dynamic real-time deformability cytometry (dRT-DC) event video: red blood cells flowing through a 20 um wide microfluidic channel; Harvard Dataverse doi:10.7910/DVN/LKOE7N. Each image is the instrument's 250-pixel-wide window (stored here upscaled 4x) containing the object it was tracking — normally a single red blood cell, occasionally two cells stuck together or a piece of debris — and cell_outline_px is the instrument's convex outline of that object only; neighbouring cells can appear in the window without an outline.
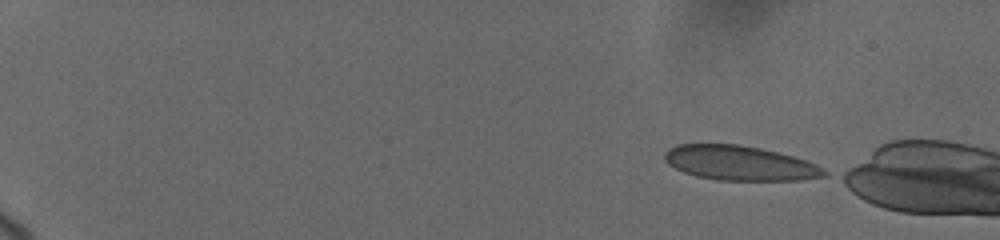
{"species": "human", "species_latin": "Homo sapiens", "temperature_condition": "cold", "stored_images_in_passage": 11, "camera_frame_rate_fps": 3000, "um_per_image_px": 0.085, "donor": {"sex": "female"}, "frame": {"image": 1, "passage_image": 1, "time_ms": 0.0, "image_size_px": [1000, 240], "cell_outline_px": [[828, 176], [800, 180], [716, 180], [696, 176], [684, 172], [668, 164], [664, 160], [664, 152], [668, 148], [676, 144], [736, 144], [760, 148], [792, 156], [816, 164], [828, 172]], "centroid_in_image_um": [62.86, 13.86], "position_along_channel_um": 22.1, "area_um2": 32.19}}
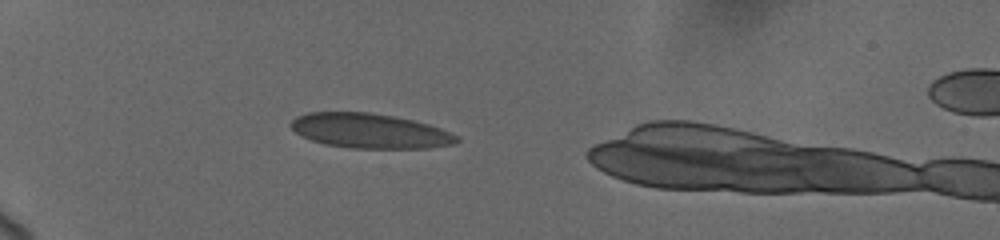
{"frame": {"image": 2, "passage_image": 8, "time_ms": 4.0, "image_size_px": [1000, 240], "cell_outline_px": [[460, 140], [452, 144], [428, 148], [352, 148], [324, 144], [312, 140], [296, 132], [288, 124], [296, 116], [308, 112], [368, 112], [392, 116], [412, 120], [428, 124], [440, 128], [460, 136]], "centroid_in_image_um": [31.44, 11.12], "position_along_channel_um": 53.6, "area_um2": 33.47}}
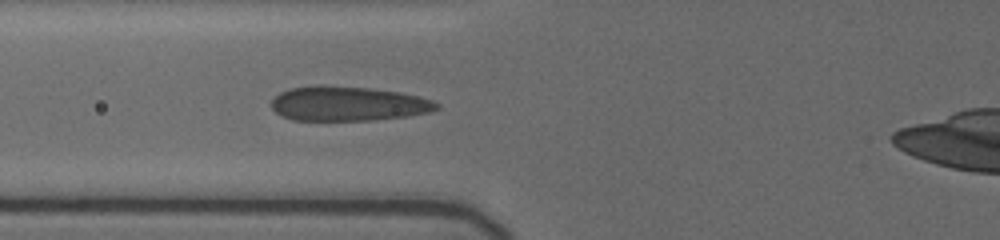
{"frame": {"image": 3, "passage_image": 11, "time_ms": 6.0, "image_size_px": [1000, 240], "cell_outline_px": [[440, 108], [432, 112], [408, 116], [372, 120], [292, 120], [276, 112], [272, 108], [272, 100], [280, 92], [288, 88], [368, 88], [400, 92], [432, 100], [440, 104]], "centroid_in_image_um": [29.66, 8.86], "position_along_channel_um": 96.1, "area_um2": 32.25}}